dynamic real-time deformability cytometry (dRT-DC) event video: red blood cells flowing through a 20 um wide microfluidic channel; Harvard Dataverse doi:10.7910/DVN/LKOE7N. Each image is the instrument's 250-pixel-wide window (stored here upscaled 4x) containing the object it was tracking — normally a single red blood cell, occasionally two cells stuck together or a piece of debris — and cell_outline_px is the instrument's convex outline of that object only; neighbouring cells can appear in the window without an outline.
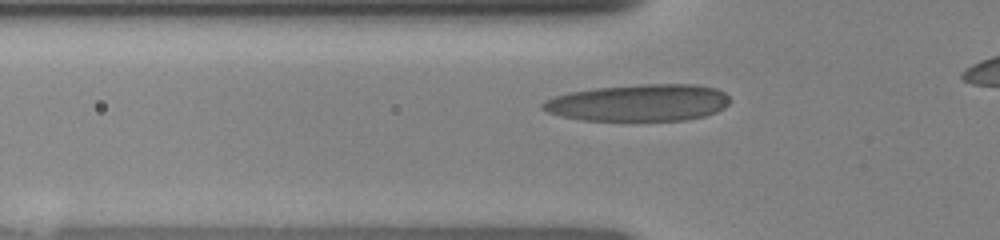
{"species": "human", "species_latin": "Homo sapiens", "temperature_condition": "room temperature", "stored_images_in_passage": 34, "camera_frame_rate_fps": 3000, "um_per_image_px": 0.085, "donor": {"sex": "female"}, "frame": {"image": 1, "passage_image": 8, "time_ms": 2.333, "image_size_px": [1000, 240], "cell_outline_px": [[728, 104], [724, 108], [716, 112], [704, 116], [684, 120], [584, 120], [564, 116], [548, 112], [540, 108], [540, 104], [544, 100], [556, 96], [572, 92], [596, 88], [640, 84], [696, 84], [716, 88], [724, 92], [728, 96]], "centroid_in_image_um": [54.32, 8.72], "position_along_channel_um": 71.5, "area_um2": 40.06}}
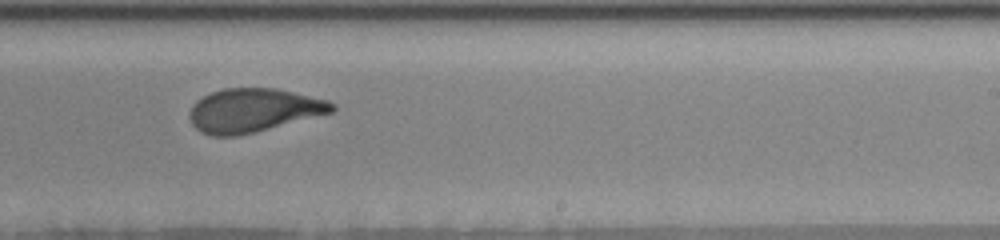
{"frame": {"image": 2, "passage_image": 22, "time_ms": 7.0, "image_size_px": [1000, 240], "cell_outline_px": [[336, 108], [332, 112], [256, 132], [236, 136], [212, 136], [200, 132], [192, 124], [188, 116], [188, 112], [192, 104], [196, 100], [212, 92], [224, 88], [276, 88], [328, 100], [336, 104]], "centroid_in_image_um": [21.51, 9.38], "position_along_channel_um": 267.5, "area_um2": 36.36}}
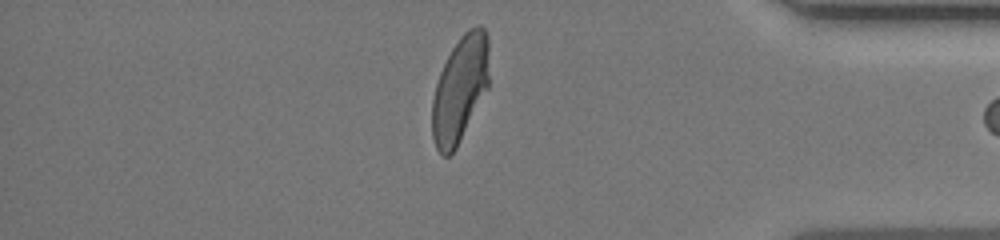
{"frame": {"image": 3, "passage_image": 33, "time_ms": 10.667, "image_size_px": [1000, 240], "cell_outline_px": [[488, 88], [456, 148], [448, 156], [444, 156], [436, 148], [432, 136], [432, 100], [436, 84], [440, 72], [452, 48], [460, 36], [464, 32], [476, 24], [480, 24], [484, 28], [488, 36]], "centroid_in_image_um": [39.1, 7.54], "position_along_channel_um": 396.1, "area_um2": 35.14}}